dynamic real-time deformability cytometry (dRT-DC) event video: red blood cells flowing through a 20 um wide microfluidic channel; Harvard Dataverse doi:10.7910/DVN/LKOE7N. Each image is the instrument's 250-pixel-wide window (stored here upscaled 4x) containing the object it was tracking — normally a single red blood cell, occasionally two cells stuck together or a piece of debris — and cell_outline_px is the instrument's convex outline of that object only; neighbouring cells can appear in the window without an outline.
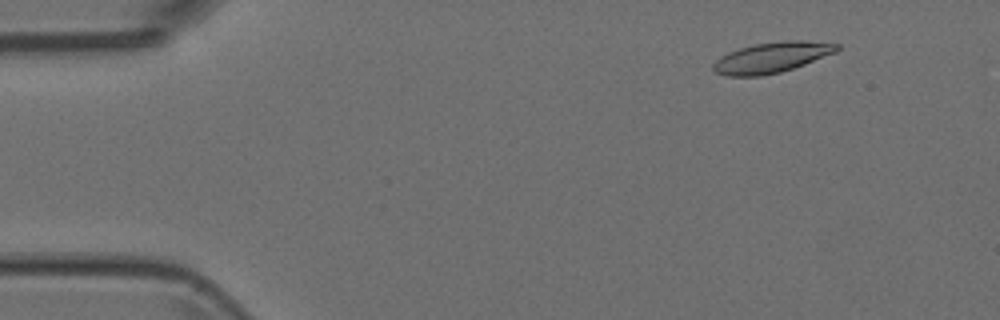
{"species": "Egyptian fruit bat (a non-hibernating species)", "species_latin": "Rousettus aegyptiacus", "temperature_condition": "room temperature", "stored_images_in_passage": 5, "camera_frame_rate_fps": 3000, "um_per_image_px": 0.085, "animal": {"sex": "female"}, "frame": {"image": 1, "passage_image": 2, "time_ms": 0.333, "image_size_px": [1000, 320], "cell_outline_px": [[840, 48], [836, 52], [804, 64], [780, 72], [760, 76], [728, 76], [716, 72], [712, 68], [712, 64], [720, 56], [728, 52], [740, 48], [756, 44], [788, 40], [804, 40], [840, 44]], "centroid_in_image_um": [65.59, 4.88], "position_along_channel_um": 19.4, "area_um2": 21.85}}
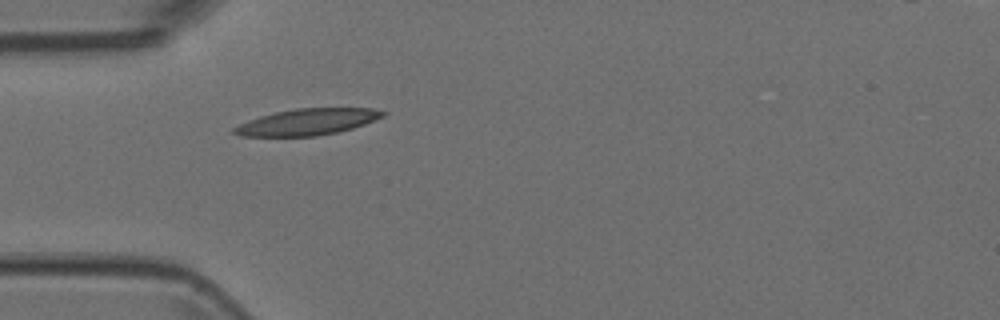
{"frame": {"image": 2, "passage_image": 5, "time_ms": 1.333, "image_size_px": [1000, 320], "cell_outline_px": [[388, 112], [384, 116], [364, 124], [352, 128], [336, 132], [316, 136], [240, 136], [232, 132], [232, 128], [248, 120], [260, 116], [276, 112], [296, 108], [372, 108]], "centroid_in_image_um": [26.12, 10.36], "position_along_channel_um": 58.9, "area_um2": 22.72}}